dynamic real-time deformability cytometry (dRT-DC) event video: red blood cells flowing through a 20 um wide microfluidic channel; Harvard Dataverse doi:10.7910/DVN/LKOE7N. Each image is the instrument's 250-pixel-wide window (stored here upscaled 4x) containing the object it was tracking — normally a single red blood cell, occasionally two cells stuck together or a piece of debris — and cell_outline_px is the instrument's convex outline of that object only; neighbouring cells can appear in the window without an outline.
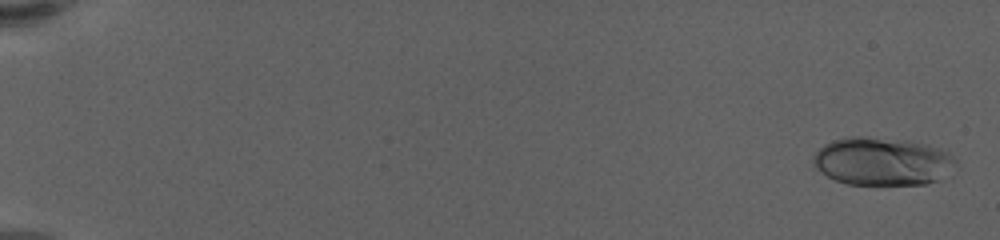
{"species": "human", "species_latin": "Homo sapiens", "temperature_condition": "warm", "stored_images_in_passage": 62, "camera_frame_rate_fps": 3000, "um_per_image_px": 0.085, "donor": {"sex": "female"}, "frame": {"image": 1, "passage_image": 2, "time_ms": 0.333, "image_size_px": [1000, 240], "cell_outline_px": [[956, 164], [936, 180], [924, 184], [848, 184], [836, 180], [828, 176], [816, 168], [812, 160], [816, 152], [824, 144], [832, 140], [852, 136], [860, 136], [908, 140], [928, 144], [948, 152], [956, 160]], "centroid_in_image_um": [74.97, 13.69], "position_along_channel_um": 10.0, "area_um2": 39.54}}
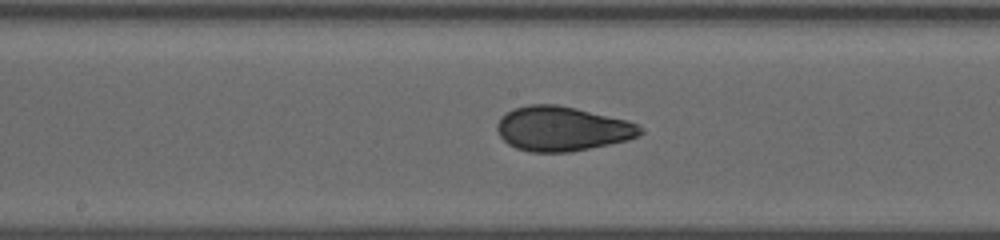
{"frame": {"image": 2, "passage_image": 35, "time_ms": 11.333, "image_size_px": [1000, 240], "cell_outline_px": [[644, 132], [628, 140], [568, 152], [532, 152], [516, 148], [508, 144], [500, 136], [496, 128], [496, 124], [500, 116], [512, 108], [528, 104], [556, 104], [576, 108], [628, 120], [644, 128]], "centroid_in_image_um": [47.75, 10.93], "position_along_channel_um": 200.4, "area_um2": 37.28}}
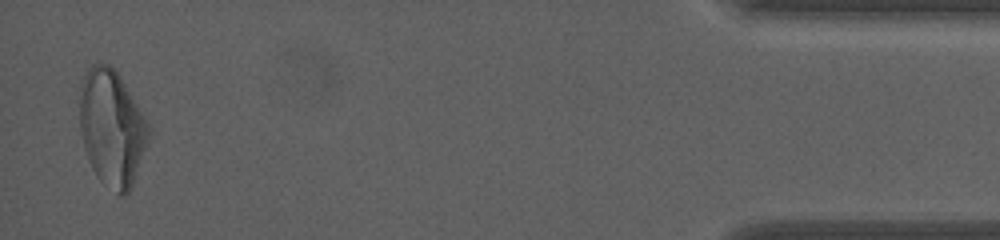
{"frame": {"image": 3, "passage_image": 61, "time_ms": 20.0, "image_size_px": [1000, 240], "cell_outline_px": [[152, 128], [148, 140], [132, 184], [128, 192], [124, 196], [120, 196], [100, 180], [96, 176], [88, 160], [80, 128], [80, 80], [88, 68], [92, 64], [108, 64], [120, 76]], "centroid_in_image_um": [9.5, 10.85], "position_along_channel_um": 425.7, "area_um2": 46.41}, "authors_computed_cell_mechanics": {"area_um2": 37.0209, "velocity_mm_per_s": 3.4377, "shape_relaxation_time_tau1_ms": 6.981, "shape_relaxation_time_tau2_ms": 1.2607, "deformation_change_tau1": 0.2042, "deformation_change_tau2": 0.0653}}